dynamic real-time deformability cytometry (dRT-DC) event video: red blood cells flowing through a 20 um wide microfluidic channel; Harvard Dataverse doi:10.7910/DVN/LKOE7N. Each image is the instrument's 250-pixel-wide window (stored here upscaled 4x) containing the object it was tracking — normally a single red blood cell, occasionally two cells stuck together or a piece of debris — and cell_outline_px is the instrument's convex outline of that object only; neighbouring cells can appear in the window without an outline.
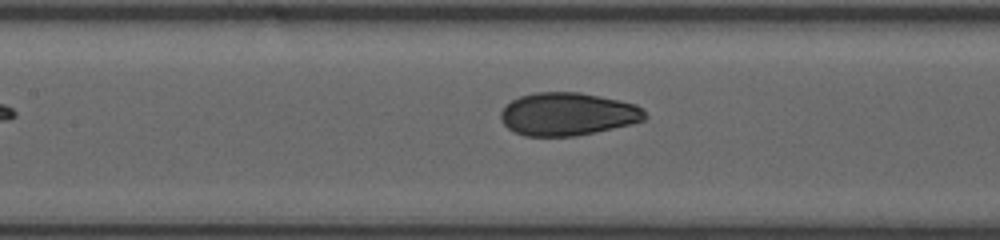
{"species": "human", "species_latin": "Homo sapiens", "temperature_condition": "room temperature", "stored_images_in_passage": 13, "camera_frame_rate_fps": 3000, "um_per_image_px": 0.085, "donor": {"sex": "female"}, "frame": {"image": 1, "passage_image": 13, "time_ms": 8.0, "image_size_px": [1000, 240], "cell_outline_px": [[648, 116], [644, 120], [632, 124], [596, 132], [576, 136], [524, 136], [512, 132], [500, 120], [500, 112], [512, 100], [520, 96], [536, 92], [580, 92], [600, 96], [636, 104]], "centroid_in_image_um": [48.24, 9.7], "position_along_channel_um": 159.2, "area_um2": 36.18}}